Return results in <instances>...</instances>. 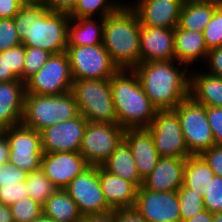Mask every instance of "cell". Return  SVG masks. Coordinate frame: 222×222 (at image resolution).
Instances as JSON below:
<instances>
[{"label": "cell", "instance_id": "50", "mask_svg": "<svg viewBox=\"0 0 222 222\" xmlns=\"http://www.w3.org/2000/svg\"><path fill=\"white\" fill-rule=\"evenodd\" d=\"M213 218L214 214L205 209L201 213L183 222H213Z\"/></svg>", "mask_w": 222, "mask_h": 222}, {"label": "cell", "instance_id": "48", "mask_svg": "<svg viewBox=\"0 0 222 222\" xmlns=\"http://www.w3.org/2000/svg\"><path fill=\"white\" fill-rule=\"evenodd\" d=\"M10 147L7 137L0 131V165L9 162Z\"/></svg>", "mask_w": 222, "mask_h": 222}, {"label": "cell", "instance_id": "9", "mask_svg": "<svg viewBox=\"0 0 222 222\" xmlns=\"http://www.w3.org/2000/svg\"><path fill=\"white\" fill-rule=\"evenodd\" d=\"M10 147L9 162L25 172L41 169L43 156L40 132L22 123L1 130Z\"/></svg>", "mask_w": 222, "mask_h": 222}, {"label": "cell", "instance_id": "34", "mask_svg": "<svg viewBox=\"0 0 222 222\" xmlns=\"http://www.w3.org/2000/svg\"><path fill=\"white\" fill-rule=\"evenodd\" d=\"M51 56L52 53L47 50L25 47L23 82H25L33 74L37 73Z\"/></svg>", "mask_w": 222, "mask_h": 222}, {"label": "cell", "instance_id": "39", "mask_svg": "<svg viewBox=\"0 0 222 222\" xmlns=\"http://www.w3.org/2000/svg\"><path fill=\"white\" fill-rule=\"evenodd\" d=\"M28 172L14 166L10 162L0 165V186H20L26 181Z\"/></svg>", "mask_w": 222, "mask_h": 222}, {"label": "cell", "instance_id": "52", "mask_svg": "<svg viewBox=\"0 0 222 222\" xmlns=\"http://www.w3.org/2000/svg\"><path fill=\"white\" fill-rule=\"evenodd\" d=\"M32 222H55L53 219L45 216L43 213Z\"/></svg>", "mask_w": 222, "mask_h": 222}, {"label": "cell", "instance_id": "5", "mask_svg": "<svg viewBox=\"0 0 222 222\" xmlns=\"http://www.w3.org/2000/svg\"><path fill=\"white\" fill-rule=\"evenodd\" d=\"M72 91L60 95L25 93L22 124L41 132L46 127L79 115Z\"/></svg>", "mask_w": 222, "mask_h": 222}, {"label": "cell", "instance_id": "43", "mask_svg": "<svg viewBox=\"0 0 222 222\" xmlns=\"http://www.w3.org/2000/svg\"><path fill=\"white\" fill-rule=\"evenodd\" d=\"M205 62L208 64L206 68L209 67L207 73L222 78V46L210 49Z\"/></svg>", "mask_w": 222, "mask_h": 222}, {"label": "cell", "instance_id": "24", "mask_svg": "<svg viewBox=\"0 0 222 222\" xmlns=\"http://www.w3.org/2000/svg\"><path fill=\"white\" fill-rule=\"evenodd\" d=\"M71 18L67 28V47L103 44L104 18Z\"/></svg>", "mask_w": 222, "mask_h": 222}, {"label": "cell", "instance_id": "20", "mask_svg": "<svg viewBox=\"0 0 222 222\" xmlns=\"http://www.w3.org/2000/svg\"><path fill=\"white\" fill-rule=\"evenodd\" d=\"M186 158L160 157L142 187L152 192L178 191L183 185Z\"/></svg>", "mask_w": 222, "mask_h": 222}, {"label": "cell", "instance_id": "53", "mask_svg": "<svg viewBox=\"0 0 222 222\" xmlns=\"http://www.w3.org/2000/svg\"><path fill=\"white\" fill-rule=\"evenodd\" d=\"M213 222H222V213L214 214Z\"/></svg>", "mask_w": 222, "mask_h": 222}, {"label": "cell", "instance_id": "10", "mask_svg": "<svg viewBox=\"0 0 222 222\" xmlns=\"http://www.w3.org/2000/svg\"><path fill=\"white\" fill-rule=\"evenodd\" d=\"M124 134L118 124L88 121L79 153L90 166H101L124 140Z\"/></svg>", "mask_w": 222, "mask_h": 222}, {"label": "cell", "instance_id": "15", "mask_svg": "<svg viewBox=\"0 0 222 222\" xmlns=\"http://www.w3.org/2000/svg\"><path fill=\"white\" fill-rule=\"evenodd\" d=\"M88 120L77 117L46 127L40 132L43 153L79 152Z\"/></svg>", "mask_w": 222, "mask_h": 222}, {"label": "cell", "instance_id": "47", "mask_svg": "<svg viewBox=\"0 0 222 222\" xmlns=\"http://www.w3.org/2000/svg\"><path fill=\"white\" fill-rule=\"evenodd\" d=\"M20 80L11 70H8L6 55L0 53V82Z\"/></svg>", "mask_w": 222, "mask_h": 222}, {"label": "cell", "instance_id": "46", "mask_svg": "<svg viewBox=\"0 0 222 222\" xmlns=\"http://www.w3.org/2000/svg\"><path fill=\"white\" fill-rule=\"evenodd\" d=\"M115 222H147L135 208L116 209Z\"/></svg>", "mask_w": 222, "mask_h": 222}, {"label": "cell", "instance_id": "33", "mask_svg": "<svg viewBox=\"0 0 222 222\" xmlns=\"http://www.w3.org/2000/svg\"><path fill=\"white\" fill-rule=\"evenodd\" d=\"M14 222H32L42 213V205L29 196L10 205Z\"/></svg>", "mask_w": 222, "mask_h": 222}, {"label": "cell", "instance_id": "13", "mask_svg": "<svg viewBox=\"0 0 222 222\" xmlns=\"http://www.w3.org/2000/svg\"><path fill=\"white\" fill-rule=\"evenodd\" d=\"M83 217L113 211L107 204L99 180L98 166H89L65 188Z\"/></svg>", "mask_w": 222, "mask_h": 222}, {"label": "cell", "instance_id": "27", "mask_svg": "<svg viewBox=\"0 0 222 222\" xmlns=\"http://www.w3.org/2000/svg\"><path fill=\"white\" fill-rule=\"evenodd\" d=\"M101 166L106 171L132 182L138 189L143 185L131 149L124 140Z\"/></svg>", "mask_w": 222, "mask_h": 222}, {"label": "cell", "instance_id": "4", "mask_svg": "<svg viewBox=\"0 0 222 222\" xmlns=\"http://www.w3.org/2000/svg\"><path fill=\"white\" fill-rule=\"evenodd\" d=\"M113 103L117 122L124 129L147 128L157 108L141 87L133 69H119L111 78Z\"/></svg>", "mask_w": 222, "mask_h": 222}, {"label": "cell", "instance_id": "23", "mask_svg": "<svg viewBox=\"0 0 222 222\" xmlns=\"http://www.w3.org/2000/svg\"><path fill=\"white\" fill-rule=\"evenodd\" d=\"M175 60L190 67L195 61H205L208 49L201 31H188L178 26L174 29Z\"/></svg>", "mask_w": 222, "mask_h": 222}, {"label": "cell", "instance_id": "14", "mask_svg": "<svg viewBox=\"0 0 222 222\" xmlns=\"http://www.w3.org/2000/svg\"><path fill=\"white\" fill-rule=\"evenodd\" d=\"M134 208L147 222H181L177 191L152 192L141 186Z\"/></svg>", "mask_w": 222, "mask_h": 222}, {"label": "cell", "instance_id": "7", "mask_svg": "<svg viewBox=\"0 0 222 222\" xmlns=\"http://www.w3.org/2000/svg\"><path fill=\"white\" fill-rule=\"evenodd\" d=\"M188 151L200 155L215 145L213 133L206 115V106L191 97L181 101L175 108Z\"/></svg>", "mask_w": 222, "mask_h": 222}, {"label": "cell", "instance_id": "2", "mask_svg": "<svg viewBox=\"0 0 222 222\" xmlns=\"http://www.w3.org/2000/svg\"><path fill=\"white\" fill-rule=\"evenodd\" d=\"M188 68L185 64L171 60L141 62L133 70L152 104L157 110H166L174 109L190 97L191 70L187 71Z\"/></svg>", "mask_w": 222, "mask_h": 222}, {"label": "cell", "instance_id": "37", "mask_svg": "<svg viewBox=\"0 0 222 222\" xmlns=\"http://www.w3.org/2000/svg\"><path fill=\"white\" fill-rule=\"evenodd\" d=\"M13 18L0 19V52L21 45Z\"/></svg>", "mask_w": 222, "mask_h": 222}, {"label": "cell", "instance_id": "18", "mask_svg": "<svg viewBox=\"0 0 222 222\" xmlns=\"http://www.w3.org/2000/svg\"><path fill=\"white\" fill-rule=\"evenodd\" d=\"M174 29L141 25L140 63L175 60Z\"/></svg>", "mask_w": 222, "mask_h": 222}, {"label": "cell", "instance_id": "44", "mask_svg": "<svg viewBox=\"0 0 222 222\" xmlns=\"http://www.w3.org/2000/svg\"><path fill=\"white\" fill-rule=\"evenodd\" d=\"M78 0H41V3L52 12L70 15Z\"/></svg>", "mask_w": 222, "mask_h": 222}, {"label": "cell", "instance_id": "49", "mask_svg": "<svg viewBox=\"0 0 222 222\" xmlns=\"http://www.w3.org/2000/svg\"><path fill=\"white\" fill-rule=\"evenodd\" d=\"M81 222H115V210L105 214L85 216Z\"/></svg>", "mask_w": 222, "mask_h": 222}, {"label": "cell", "instance_id": "42", "mask_svg": "<svg viewBox=\"0 0 222 222\" xmlns=\"http://www.w3.org/2000/svg\"><path fill=\"white\" fill-rule=\"evenodd\" d=\"M200 156L206 161L216 176L222 177V145H214Z\"/></svg>", "mask_w": 222, "mask_h": 222}, {"label": "cell", "instance_id": "12", "mask_svg": "<svg viewBox=\"0 0 222 222\" xmlns=\"http://www.w3.org/2000/svg\"><path fill=\"white\" fill-rule=\"evenodd\" d=\"M160 157L187 158L188 151L179 116L174 109L157 110L147 127Z\"/></svg>", "mask_w": 222, "mask_h": 222}, {"label": "cell", "instance_id": "25", "mask_svg": "<svg viewBox=\"0 0 222 222\" xmlns=\"http://www.w3.org/2000/svg\"><path fill=\"white\" fill-rule=\"evenodd\" d=\"M190 97L206 107H222V78L205 71L192 70Z\"/></svg>", "mask_w": 222, "mask_h": 222}, {"label": "cell", "instance_id": "26", "mask_svg": "<svg viewBox=\"0 0 222 222\" xmlns=\"http://www.w3.org/2000/svg\"><path fill=\"white\" fill-rule=\"evenodd\" d=\"M218 7V0H184L177 26L188 31L202 32Z\"/></svg>", "mask_w": 222, "mask_h": 222}, {"label": "cell", "instance_id": "11", "mask_svg": "<svg viewBox=\"0 0 222 222\" xmlns=\"http://www.w3.org/2000/svg\"><path fill=\"white\" fill-rule=\"evenodd\" d=\"M73 80L107 79L119 68L113 63L103 44L67 47Z\"/></svg>", "mask_w": 222, "mask_h": 222}, {"label": "cell", "instance_id": "45", "mask_svg": "<svg viewBox=\"0 0 222 222\" xmlns=\"http://www.w3.org/2000/svg\"><path fill=\"white\" fill-rule=\"evenodd\" d=\"M23 5L21 0H0V19L13 18Z\"/></svg>", "mask_w": 222, "mask_h": 222}, {"label": "cell", "instance_id": "3", "mask_svg": "<svg viewBox=\"0 0 222 222\" xmlns=\"http://www.w3.org/2000/svg\"><path fill=\"white\" fill-rule=\"evenodd\" d=\"M140 29L137 13L128 3L104 18L103 46L119 69L140 64Z\"/></svg>", "mask_w": 222, "mask_h": 222}, {"label": "cell", "instance_id": "54", "mask_svg": "<svg viewBox=\"0 0 222 222\" xmlns=\"http://www.w3.org/2000/svg\"><path fill=\"white\" fill-rule=\"evenodd\" d=\"M24 4L39 3L41 0H21Z\"/></svg>", "mask_w": 222, "mask_h": 222}, {"label": "cell", "instance_id": "51", "mask_svg": "<svg viewBox=\"0 0 222 222\" xmlns=\"http://www.w3.org/2000/svg\"><path fill=\"white\" fill-rule=\"evenodd\" d=\"M0 222H14L10 207L0 203Z\"/></svg>", "mask_w": 222, "mask_h": 222}, {"label": "cell", "instance_id": "8", "mask_svg": "<svg viewBox=\"0 0 222 222\" xmlns=\"http://www.w3.org/2000/svg\"><path fill=\"white\" fill-rule=\"evenodd\" d=\"M73 78L67 52L52 54L49 60L25 81V92L60 95L72 91Z\"/></svg>", "mask_w": 222, "mask_h": 222}, {"label": "cell", "instance_id": "38", "mask_svg": "<svg viewBox=\"0 0 222 222\" xmlns=\"http://www.w3.org/2000/svg\"><path fill=\"white\" fill-rule=\"evenodd\" d=\"M0 53L1 55H6L8 70H11L21 81H23L25 46L21 44Z\"/></svg>", "mask_w": 222, "mask_h": 222}, {"label": "cell", "instance_id": "22", "mask_svg": "<svg viewBox=\"0 0 222 222\" xmlns=\"http://www.w3.org/2000/svg\"><path fill=\"white\" fill-rule=\"evenodd\" d=\"M99 180L107 204L113 209L134 208L138 188L117 175L98 166Z\"/></svg>", "mask_w": 222, "mask_h": 222}, {"label": "cell", "instance_id": "6", "mask_svg": "<svg viewBox=\"0 0 222 222\" xmlns=\"http://www.w3.org/2000/svg\"><path fill=\"white\" fill-rule=\"evenodd\" d=\"M72 93L88 121L118 124L110 79L73 80Z\"/></svg>", "mask_w": 222, "mask_h": 222}, {"label": "cell", "instance_id": "40", "mask_svg": "<svg viewBox=\"0 0 222 222\" xmlns=\"http://www.w3.org/2000/svg\"><path fill=\"white\" fill-rule=\"evenodd\" d=\"M25 197H28L25 182L20 183V186H0V203L4 205L10 206Z\"/></svg>", "mask_w": 222, "mask_h": 222}, {"label": "cell", "instance_id": "16", "mask_svg": "<svg viewBox=\"0 0 222 222\" xmlns=\"http://www.w3.org/2000/svg\"><path fill=\"white\" fill-rule=\"evenodd\" d=\"M89 166L79 152H55L43 153L40 170L57 189H65Z\"/></svg>", "mask_w": 222, "mask_h": 222}, {"label": "cell", "instance_id": "55", "mask_svg": "<svg viewBox=\"0 0 222 222\" xmlns=\"http://www.w3.org/2000/svg\"><path fill=\"white\" fill-rule=\"evenodd\" d=\"M219 1V6L222 8V0H218Z\"/></svg>", "mask_w": 222, "mask_h": 222}, {"label": "cell", "instance_id": "35", "mask_svg": "<svg viewBox=\"0 0 222 222\" xmlns=\"http://www.w3.org/2000/svg\"><path fill=\"white\" fill-rule=\"evenodd\" d=\"M204 206L213 214L222 213V177L214 176L213 180L204 185Z\"/></svg>", "mask_w": 222, "mask_h": 222}, {"label": "cell", "instance_id": "32", "mask_svg": "<svg viewBox=\"0 0 222 222\" xmlns=\"http://www.w3.org/2000/svg\"><path fill=\"white\" fill-rule=\"evenodd\" d=\"M180 205L181 222L186 221L205 210L203 195L187 189L185 186L177 191Z\"/></svg>", "mask_w": 222, "mask_h": 222}, {"label": "cell", "instance_id": "36", "mask_svg": "<svg viewBox=\"0 0 222 222\" xmlns=\"http://www.w3.org/2000/svg\"><path fill=\"white\" fill-rule=\"evenodd\" d=\"M202 33L208 50L222 46V8L220 6L215 10Z\"/></svg>", "mask_w": 222, "mask_h": 222}, {"label": "cell", "instance_id": "17", "mask_svg": "<svg viewBox=\"0 0 222 222\" xmlns=\"http://www.w3.org/2000/svg\"><path fill=\"white\" fill-rule=\"evenodd\" d=\"M183 3L184 0H137L128 4L137 13L141 25L175 28Z\"/></svg>", "mask_w": 222, "mask_h": 222}, {"label": "cell", "instance_id": "31", "mask_svg": "<svg viewBox=\"0 0 222 222\" xmlns=\"http://www.w3.org/2000/svg\"><path fill=\"white\" fill-rule=\"evenodd\" d=\"M28 196L43 205L57 190V187L41 170L29 172L25 181Z\"/></svg>", "mask_w": 222, "mask_h": 222}, {"label": "cell", "instance_id": "30", "mask_svg": "<svg viewBox=\"0 0 222 222\" xmlns=\"http://www.w3.org/2000/svg\"><path fill=\"white\" fill-rule=\"evenodd\" d=\"M125 1L119 2L111 0H78L73 12L69 15L71 18L95 17L105 18L123 7Z\"/></svg>", "mask_w": 222, "mask_h": 222}, {"label": "cell", "instance_id": "29", "mask_svg": "<svg viewBox=\"0 0 222 222\" xmlns=\"http://www.w3.org/2000/svg\"><path fill=\"white\" fill-rule=\"evenodd\" d=\"M213 170L200 155H191L186 158L183 186L204 196L205 184L213 180Z\"/></svg>", "mask_w": 222, "mask_h": 222}, {"label": "cell", "instance_id": "28", "mask_svg": "<svg viewBox=\"0 0 222 222\" xmlns=\"http://www.w3.org/2000/svg\"><path fill=\"white\" fill-rule=\"evenodd\" d=\"M43 214L55 222H81L84 217L65 189H57L42 205Z\"/></svg>", "mask_w": 222, "mask_h": 222}, {"label": "cell", "instance_id": "41", "mask_svg": "<svg viewBox=\"0 0 222 222\" xmlns=\"http://www.w3.org/2000/svg\"><path fill=\"white\" fill-rule=\"evenodd\" d=\"M206 115L215 145H222V107H206Z\"/></svg>", "mask_w": 222, "mask_h": 222}, {"label": "cell", "instance_id": "19", "mask_svg": "<svg viewBox=\"0 0 222 222\" xmlns=\"http://www.w3.org/2000/svg\"><path fill=\"white\" fill-rule=\"evenodd\" d=\"M124 141L130 147L138 173L144 180L160 158L152 134L147 128H128L125 129Z\"/></svg>", "mask_w": 222, "mask_h": 222}, {"label": "cell", "instance_id": "21", "mask_svg": "<svg viewBox=\"0 0 222 222\" xmlns=\"http://www.w3.org/2000/svg\"><path fill=\"white\" fill-rule=\"evenodd\" d=\"M25 82H0V131L20 124L24 112Z\"/></svg>", "mask_w": 222, "mask_h": 222}, {"label": "cell", "instance_id": "1", "mask_svg": "<svg viewBox=\"0 0 222 222\" xmlns=\"http://www.w3.org/2000/svg\"><path fill=\"white\" fill-rule=\"evenodd\" d=\"M21 43L52 54L67 50V28L70 16L52 12L41 2L24 4L13 17Z\"/></svg>", "mask_w": 222, "mask_h": 222}]
</instances>
